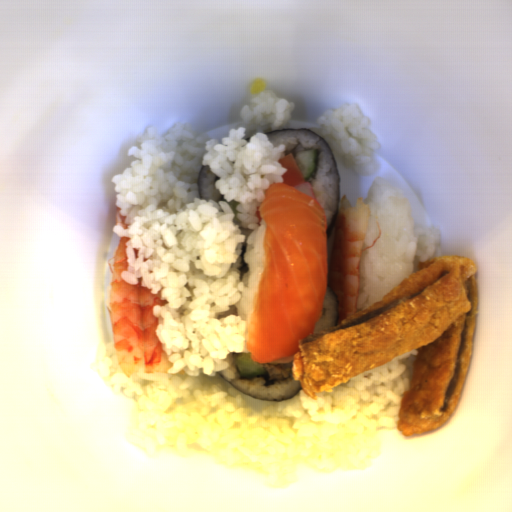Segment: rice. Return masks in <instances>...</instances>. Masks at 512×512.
<instances>
[{
    "label": "rice",
    "instance_id": "obj_8",
    "mask_svg": "<svg viewBox=\"0 0 512 512\" xmlns=\"http://www.w3.org/2000/svg\"><path fill=\"white\" fill-rule=\"evenodd\" d=\"M339 318V303L331 286L326 284V296L317 323L310 334L318 333L328 327L335 326ZM308 334V335H310ZM307 335V336H308Z\"/></svg>",
    "mask_w": 512,
    "mask_h": 512
},
{
    "label": "rice",
    "instance_id": "obj_2",
    "mask_svg": "<svg viewBox=\"0 0 512 512\" xmlns=\"http://www.w3.org/2000/svg\"><path fill=\"white\" fill-rule=\"evenodd\" d=\"M368 219L361 250L355 314L415 272L417 229L412 205L401 187L372 182L363 201Z\"/></svg>",
    "mask_w": 512,
    "mask_h": 512
},
{
    "label": "rice",
    "instance_id": "obj_7",
    "mask_svg": "<svg viewBox=\"0 0 512 512\" xmlns=\"http://www.w3.org/2000/svg\"><path fill=\"white\" fill-rule=\"evenodd\" d=\"M416 228V250L414 259V272L421 261L436 256H443L442 229L435 227Z\"/></svg>",
    "mask_w": 512,
    "mask_h": 512
},
{
    "label": "rice",
    "instance_id": "obj_6",
    "mask_svg": "<svg viewBox=\"0 0 512 512\" xmlns=\"http://www.w3.org/2000/svg\"><path fill=\"white\" fill-rule=\"evenodd\" d=\"M265 235L266 222L264 218L250 237L245 240V253L243 263L247 267V273L243 280H247V311L252 308L254 296L259 290L265 259Z\"/></svg>",
    "mask_w": 512,
    "mask_h": 512
},
{
    "label": "rice",
    "instance_id": "obj_1",
    "mask_svg": "<svg viewBox=\"0 0 512 512\" xmlns=\"http://www.w3.org/2000/svg\"><path fill=\"white\" fill-rule=\"evenodd\" d=\"M289 98L265 91L242 108L237 128L220 139L175 125H154L129 149L133 162L112 178L116 207L129 224L126 283L141 284L166 302L152 308L167 373L120 371L113 340L103 351L104 382L133 409L127 444L155 457L199 456L240 468L274 490L301 473L362 471L385 441L404 437L397 419L417 350L310 398L262 401L222 380L229 354L245 347L248 280L246 240L272 183H284L286 145L266 132L284 130ZM203 166L220 178L223 201L198 199ZM239 202L237 217L229 203Z\"/></svg>",
    "mask_w": 512,
    "mask_h": 512
},
{
    "label": "rice",
    "instance_id": "obj_3",
    "mask_svg": "<svg viewBox=\"0 0 512 512\" xmlns=\"http://www.w3.org/2000/svg\"><path fill=\"white\" fill-rule=\"evenodd\" d=\"M310 130L330 145L339 174L349 172L363 179L378 169L373 154L379 151L381 142L358 102L328 110Z\"/></svg>",
    "mask_w": 512,
    "mask_h": 512
},
{
    "label": "rice",
    "instance_id": "obj_4",
    "mask_svg": "<svg viewBox=\"0 0 512 512\" xmlns=\"http://www.w3.org/2000/svg\"><path fill=\"white\" fill-rule=\"evenodd\" d=\"M268 140L273 146L285 145V157L301 150H319L320 159L316 173L306 182L310 183L317 203L322 209L326 226H329L337 213L339 202V181L335 162L322 141L311 130H284L268 133Z\"/></svg>",
    "mask_w": 512,
    "mask_h": 512
},
{
    "label": "rice",
    "instance_id": "obj_9",
    "mask_svg": "<svg viewBox=\"0 0 512 512\" xmlns=\"http://www.w3.org/2000/svg\"><path fill=\"white\" fill-rule=\"evenodd\" d=\"M220 177L217 176L214 172L211 171V167L205 166L201 170L200 180H199V190H200V198L201 200H213L215 202L223 201V196H221L217 186L216 181Z\"/></svg>",
    "mask_w": 512,
    "mask_h": 512
},
{
    "label": "rice",
    "instance_id": "obj_5",
    "mask_svg": "<svg viewBox=\"0 0 512 512\" xmlns=\"http://www.w3.org/2000/svg\"><path fill=\"white\" fill-rule=\"evenodd\" d=\"M235 354L228 353L226 362L229 366L221 372V377L245 394L263 400L275 401L289 398L300 391L301 385L299 381H294L292 374L284 379H271L269 374L265 372V374L249 380L240 379L239 372L234 366L233 357Z\"/></svg>",
    "mask_w": 512,
    "mask_h": 512
},
{
    "label": "rice",
    "instance_id": "obj_10",
    "mask_svg": "<svg viewBox=\"0 0 512 512\" xmlns=\"http://www.w3.org/2000/svg\"><path fill=\"white\" fill-rule=\"evenodd\" d=\"M336 225H337V220L335 221L328 238H326V249H327L326 285H328V271H329L331 253H332V248H333V243H334V238H335V233H336Z\"/></svg>",
    "mask_w": 512,
    "mask_h": 512
}]
</instances>
